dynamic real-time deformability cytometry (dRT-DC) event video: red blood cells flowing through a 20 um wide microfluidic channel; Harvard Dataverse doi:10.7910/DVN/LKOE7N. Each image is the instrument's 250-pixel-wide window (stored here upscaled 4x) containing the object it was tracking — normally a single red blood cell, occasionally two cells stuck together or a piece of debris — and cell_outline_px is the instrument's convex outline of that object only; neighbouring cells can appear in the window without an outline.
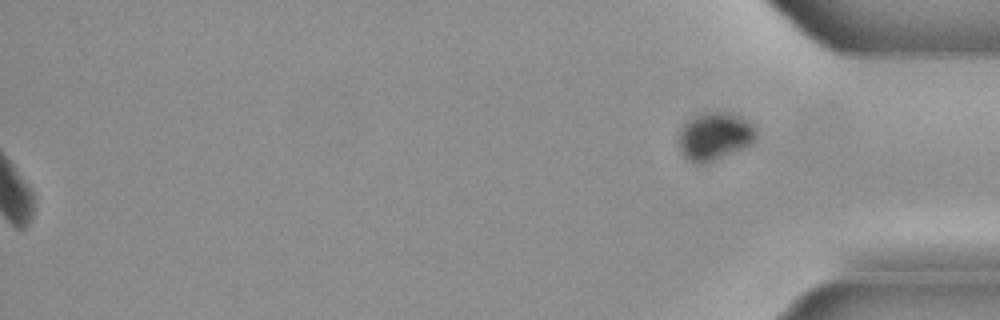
{"species": "common noctule bat (a hibernating species)", "species_latin": "Nyctalus noctula", "temperature_condition": "cold", "stored_images_in_passage": 49, "segment_of_instrument_passage": [2, 2], "camera_frame_rate_fps": 3000, "um_per_image_px": 0.085, "animal": {"sex": "male", "body_mass_g": 21.5, "forearm_length_mm": 52.0}, "frame": {"image": 1, "passage_image": 49, "time_ms": 16.0, "image_size_px": [1000, 320], "cell_outline_px": [[756, 140], [752, 144], [704, 164], [696, 164], [684, 156], [680, 148], [680, 128], [688, 120], [696, 116], [708, 112], [720, 112], [744, 120], [752, 124], [756, 128]], "centroid_in_image_um": [60.74, 11.61], "position_along_channel_um": 374.5, "area_um2": 20.87}}